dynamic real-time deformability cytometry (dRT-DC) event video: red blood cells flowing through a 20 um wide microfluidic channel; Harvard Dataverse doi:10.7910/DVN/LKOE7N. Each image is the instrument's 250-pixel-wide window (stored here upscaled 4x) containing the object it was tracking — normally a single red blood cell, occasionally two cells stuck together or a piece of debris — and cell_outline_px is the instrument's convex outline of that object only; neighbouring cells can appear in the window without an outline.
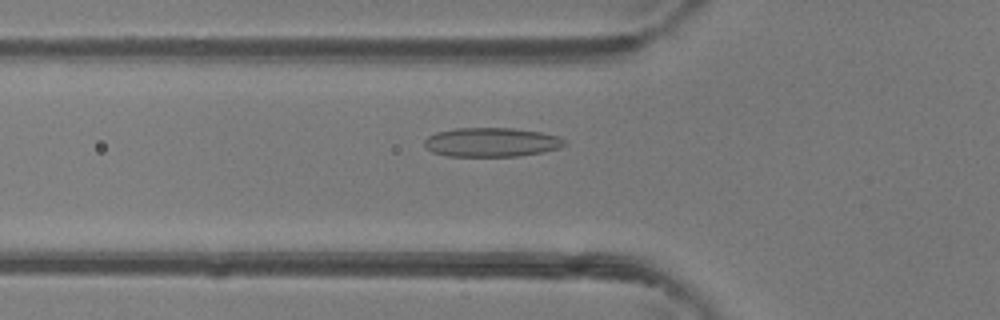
{"species": "common noctule bat (a hibernating species)", "species_latin": "Nyctalus noctula", "temperature_condition": "room temperature", "stored_images_in_passage": 48, "camera_frame_rate_fps": 3000, "um_per_image_px": 0.085, "animal": {"sex": "female"}, "frame": {"image": 1, "passage_image": 17, "time_ms": 5.333, "image_size_px": [1000, 320], "cell_outline_px": [[568, 144], [560, 148], [544, 152], [520, 156], [444, 156], [432, 152], [424, 144], [424, 140], [428, 136], [436, 132], [456, 128], [512, 128], [540, 132], [560, 136]], "centroid_in_image_um": [41.8, 12.09], "position_along_channel_um": 84.0, "area_um2": 23.99}}
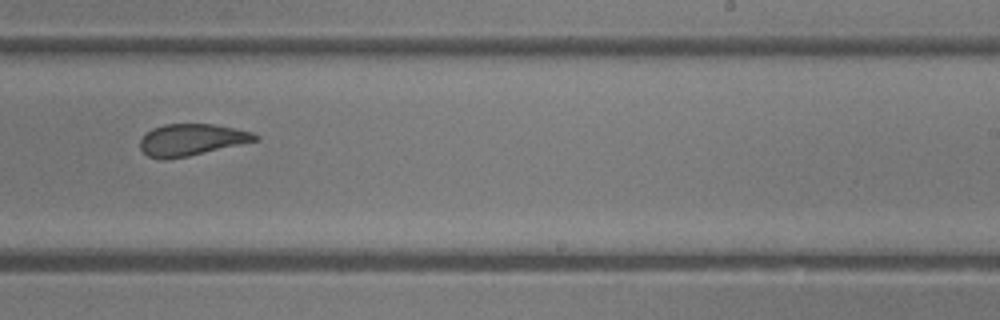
{"frame": {"image": 2, "passage_image": 30, "time_ms": 9.667, "image_size_px": [1000, 320], "cell_outline_px": [[260, 140], [188, 156], [164, 160], [148, 156], [140, 148], [140, 140], [152, 128], [164, 124], [212, 124], [236, 128], [252, 132], [260, 136]], "centroid_in_image_um": [16.31, 11.88], "position_along_channel_um": 272.7, "area_um2": 21.27}}
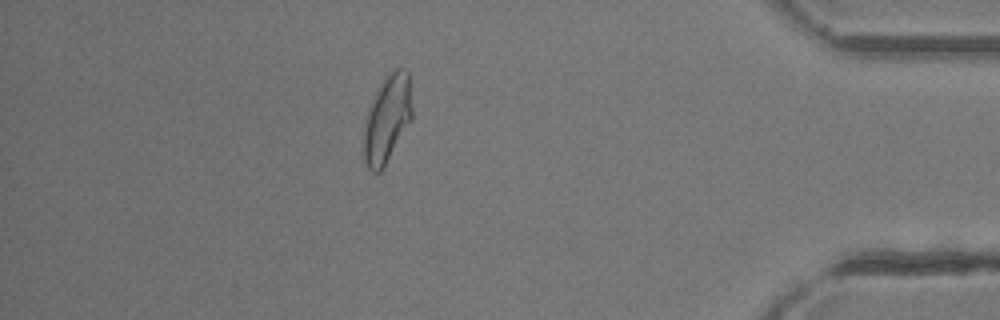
{"frame": {"image": 3, "passage_image": 42, "time_ms": 13.667, "image_size_px": [1000, 320], "cell_outline_px": [[412, 116], [380, 172], [372, 172], [368, 168], [364, 160], [364, 132], [368, 112], [384, 80], [396, 68], [404, 68], [408, 72], [412, 108]], "centroid_in_image_um": [32.92, 10.12], "position_along_channel_um": 402.3, "area_um2": 23.29}, "authors_computed_cell_mechanics": {"area_um2": 23.7558, "velocity_mm_per_s": 4.341, "shape_relaxation_time_tau1_ms": 5.2032, "shape_relaxation_time_tau2_ms": 1.5266, "deformation_change_tau1": 0.1501, "deformation_change_tau2": 0.0835}}